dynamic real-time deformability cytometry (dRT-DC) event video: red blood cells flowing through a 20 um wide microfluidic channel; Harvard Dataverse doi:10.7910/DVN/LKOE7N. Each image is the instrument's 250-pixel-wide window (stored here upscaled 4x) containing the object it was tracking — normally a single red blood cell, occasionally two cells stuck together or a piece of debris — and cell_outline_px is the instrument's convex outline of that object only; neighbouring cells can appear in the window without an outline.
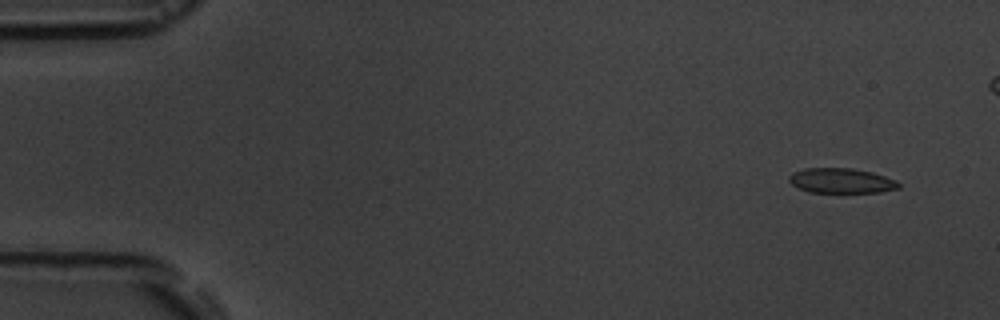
{"species": "common noctule bat (a hibernating species)", "species_latin": "Nyctalus noctula", "temperature_condition": "room temperature", "stored_images_in_passage": 7, "camera_frame_rate_fps": 3000, "um_per_image_px": 0.085, "animal": {"sex": "male", "body_mass_g": 19.5, "forearm_length_mm": 54.6}, "frame": {"image": 1, "passage_image": 1, "time_ms": 0.0, "image_size_px": [1000, 320], "cell_outline_px": [[900, 188], [880, 192], [808, 192], [792, 184], [788, 180], [788, 176], [792, 172], [804, 168], [852, 168], [872, 172], [896, 180], [900, 184]], "centroid_in_image_um": [71.5, 15.35], "position_along_channel_um": 13.5, "area_um2": 15.95}}
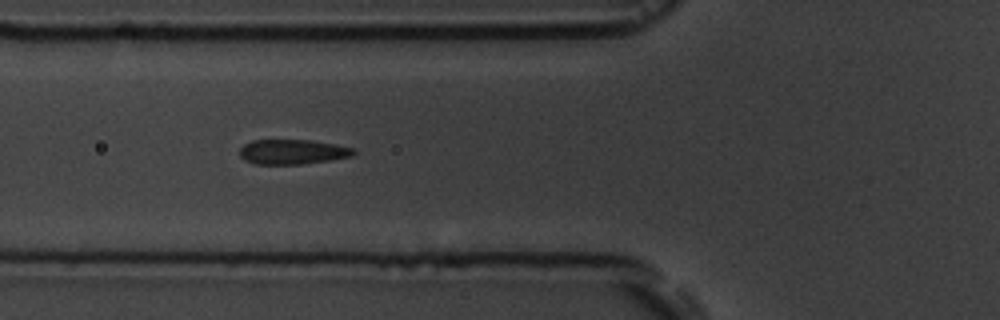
{"frame": {"image": 2, "passage_image": 6, "time_ms": 5.667, "image_size_px": [1000, 320], "cell_outline_px": [[356, 152], [352, 156], [304, 164], [252, 164], [244, 160], [240, 156], [240, 148], [244, 144], [252, 140], [312, 140], [336, 144], [356, 148]], "centroid_in_image_um": [24.87, 12.9], "position_along_channel_um": 100.9, "area_um2": 16.65}}
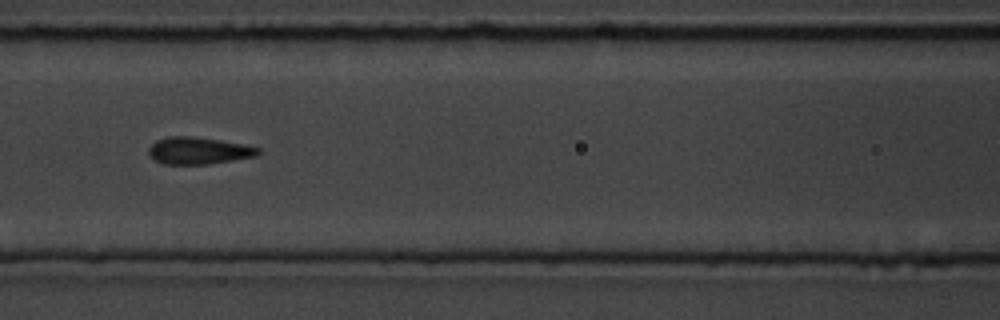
{"frame": {"image": 3, "passage_image": 7, "time_ms": 7.0, "image_size_px": [1000, 320], "cell_outline_px": [[260, 152], [256, 156], [208, 164], [164, 164], [148, 156], [148, 148], [156, 140], [168, 136], [192, 136], [220, 140], [260, 148]], "centroid_in_image_um": [16.83, 12.8], "position_along_channel_um": 149.8, "area_um2": 17.17}}